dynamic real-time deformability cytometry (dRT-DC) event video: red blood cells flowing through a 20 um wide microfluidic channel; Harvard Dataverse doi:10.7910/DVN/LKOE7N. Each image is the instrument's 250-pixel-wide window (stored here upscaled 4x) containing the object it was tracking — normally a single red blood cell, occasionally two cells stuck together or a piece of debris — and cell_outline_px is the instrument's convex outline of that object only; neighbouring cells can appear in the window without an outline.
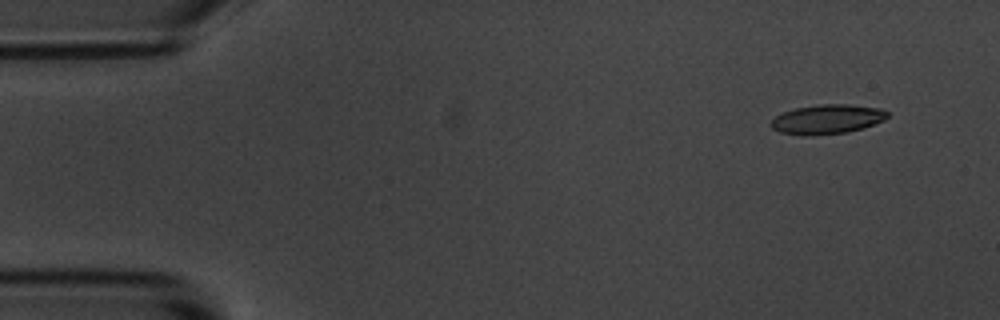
{"species": "common noctule bat (a hibernating species)", "species_latin": "Nyctalus noctula", "temperature_condition": "room temperature", "stored_images_in_passage": 4, "camera_frame_rate_fps": 3000, "um_per_image_px": 0.085, "animal": {"sex": "male", "body_mass_g": 20.1, "forearm_length_mm": 53.5}, "frame": {"image": 1, "passage_image": 1, "time_ms": 0.0, "image_size_px": [1000, 320], "cell_outline_px": [[888, 116], [884, 120], [848, 132], [808, 136], [780, 132], [772, 128], [772, 120], [776, 116], [784, 112], [796, 108], [816, 104], [848, 104], [880, 108], [888, 112]], "centroid_in_image_um": [70.31, 10.13], "position_along_channel_um": 14.7, "area_um2": 19.77}}
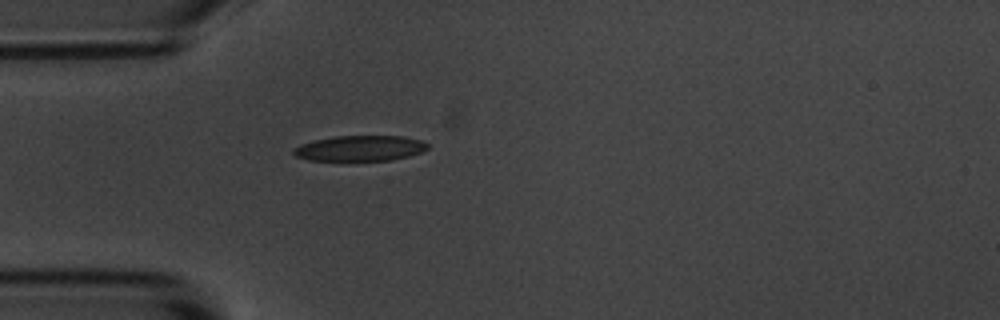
{"frame": {"image": 2, "passage_image": 4, "time_ms": 3.667, "image_size_px": [1000, 320], "cell_outline_px": [[428, 148], [420, 152], [408, 156], [392, 160], [308, 160], [296, 156], [292, 152], [292, 148], [300, 144], [312, 140], [336, 136], [404, 136], [420, 140], [428, 144]], "centroid_in_image_um": [30.56, 12.59], "position_along_channel_um": 54.4, "area_um2": 19.88}}